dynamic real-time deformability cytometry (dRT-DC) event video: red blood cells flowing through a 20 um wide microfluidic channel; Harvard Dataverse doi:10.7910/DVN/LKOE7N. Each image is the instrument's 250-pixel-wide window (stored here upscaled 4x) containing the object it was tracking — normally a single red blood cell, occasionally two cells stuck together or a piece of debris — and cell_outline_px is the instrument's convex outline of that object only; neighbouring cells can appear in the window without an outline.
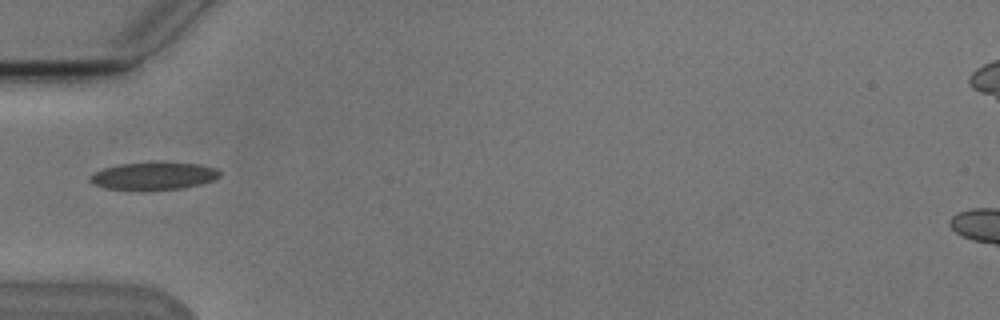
{"species": "Egyptian fruit bat (a non-hibernating species)", "species_latin": "Rousettus aegyptiacus", "temperature_condition": "cold", "stored_images_in_passage": 3, "camera_frame_rate_fps": 3000, "um_per_image_px": 0.085, "animal": {"sex": "male"}, "frame": {"image": 1, "passage_image": 1, "time_ms": 0.0, "image_size_px": [1000, 320], "cell_outline_px": [[220, 176], [212, 180], [200, 184], [180, 188], [108, 188], [92, 184], [88, 180], [88, 176], [104, 168], [120, 164], [200, 164], [216, 168], [220, 172]], "centroid_in_image_um": [13.05, 14.95], "position_along_channel_um": 72.0, "area_um2": 19.54}}